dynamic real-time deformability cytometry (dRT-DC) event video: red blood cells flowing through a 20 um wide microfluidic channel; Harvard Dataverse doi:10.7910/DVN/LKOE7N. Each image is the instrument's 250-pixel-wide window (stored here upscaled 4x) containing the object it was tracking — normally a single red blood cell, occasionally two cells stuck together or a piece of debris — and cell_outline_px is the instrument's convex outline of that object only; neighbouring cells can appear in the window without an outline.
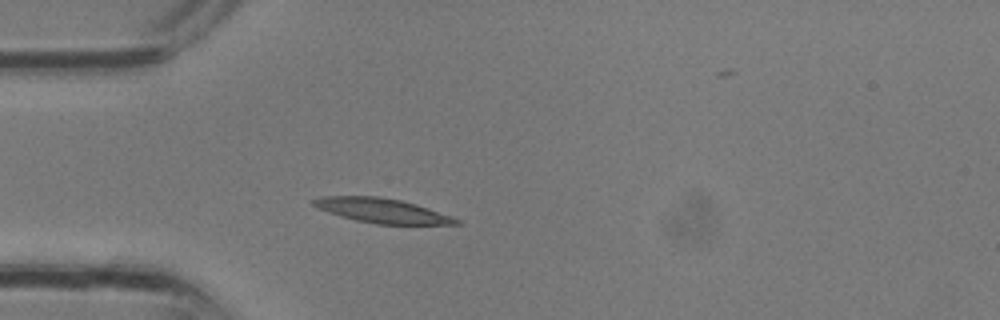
{"species": "common noctule bat (a hibernating species)", "species_latin": "Nyctalus noctula", "temperature_condition": "room temperature", "stored_images_in_passage": 1, "camera_frame_rate_fps": 3000, "um_per_image_px": 0.085, "animal": {"sex": "male", "body_mass_g": 13.3}, "frame": {"image": 1, "passage_image": 1, "time_ms": 0.0, "image_size_px": [1000, 320], "cell_outline_px": [[464, 224], [376, 224], [356, 220], [340, 216], [328, 212], [312, 204], [312, 200], [320, 196], [376, 196], [400, 200], [416, 204], [452, 216], [460, 220]], "centroid_in_image_um": [32.49, 17.9], "position_along_channel_um": 52.5, "area_um2": 20.23}}